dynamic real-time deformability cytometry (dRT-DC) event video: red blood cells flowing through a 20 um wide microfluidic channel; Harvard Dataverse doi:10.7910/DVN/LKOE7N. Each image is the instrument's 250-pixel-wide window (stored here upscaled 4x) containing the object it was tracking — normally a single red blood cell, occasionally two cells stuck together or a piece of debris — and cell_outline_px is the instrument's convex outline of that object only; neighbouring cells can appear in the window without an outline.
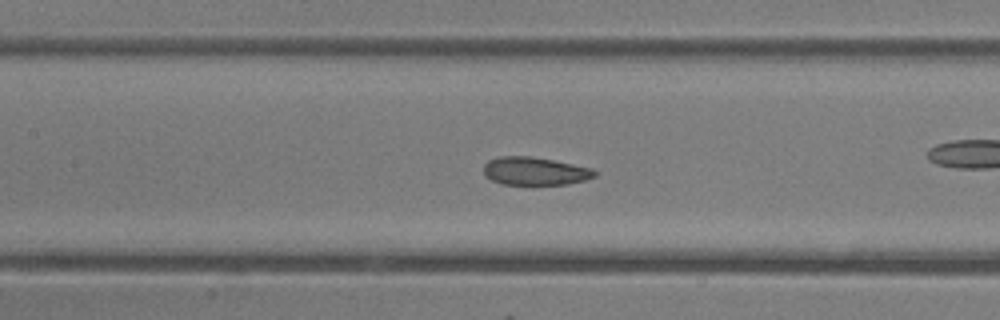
{"species": "common noctule bat (a hibernating species)", "species_latin": "Nyctalus noctula", "temperature_condition": "room temperature", "stored_images_in_passage": 49, "camera_frame_rate_fps": 3000, "um_per_image_px": 0.085, "animal": {"sex": "female"}, "frame": {"image": 1, "passage_image": 22, "time_ms": 7.0, "image_size_px": [1000, 320], "cell_outline_px": [[596, 176], [584, 180], [568, 184], [500, 184], [484, 176], [484, 164], [488, 160], [500, 156], [532, 156], [592, 168], [596, 172]], "centroid_in_image_um": [45.43, 14.54], "position_along_channel_um": 162.0, "area_um2": 18.09}, "authors_computed_cell_mechanics": {"area_um2": 20.519, "velocity_mm_per_s": 4.2886, "shape_relaxation_time_tau1_ms": 6.9172, "shape_relaxation_time_tau2_ms": 1.8238, "deformation_change_tau1": 0.1324, "deformation_change_tau2": 0.0716}}